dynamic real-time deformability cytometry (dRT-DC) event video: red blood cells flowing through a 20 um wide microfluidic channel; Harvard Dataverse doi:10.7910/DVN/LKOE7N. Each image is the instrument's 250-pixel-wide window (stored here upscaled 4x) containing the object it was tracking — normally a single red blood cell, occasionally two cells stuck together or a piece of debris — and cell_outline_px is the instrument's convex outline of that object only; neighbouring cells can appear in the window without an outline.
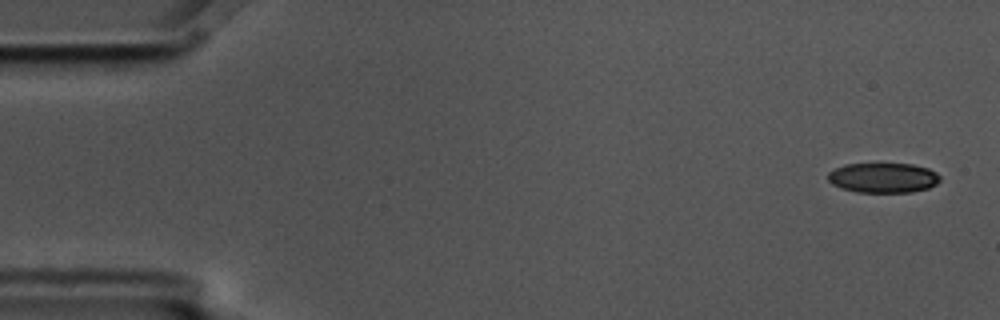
{"species": "common noctule bat (a hibernating species)", "species_latin": "Nyctalus noctula", "temperature_condition": "cold", "stored_images_in_passage": 5, "camera_frame_rate_fps": 3000, "um_per_image_px": 0.085, "animal": {"sex": "male", "body_mass_g": 17.5, "forearm_length_mm": 52.3}, "frame": {"image": 1, "passage_image": 1, "time_ms": 0.0, "image_size_px": [1000, 320], "cell_outline_px": [[940, 180], [936, 184], [928, 188], [912, 192], [856, 192], [840, 188], [832, 184], [828, 180], [828, 172], [844, 164], [912, 164], [928, 168], [936, 172], [940, 176]], "centroid_in_image_um": [75.06, 15.11], "position_along_channel_um": 9.9, "area_um2": 19.59}}
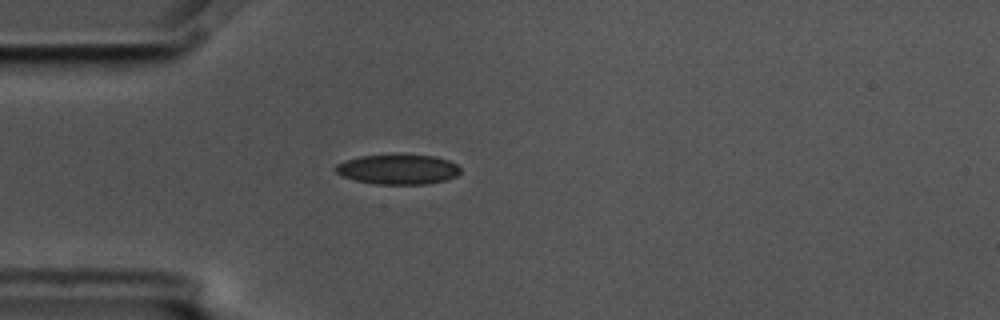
{"frame": {"image": 2, "passage_image": 5, "time_ms": 1.333, "image_size_px": [1000, 320], "cell_outline_px": [[460, 172], [456, 176], [444, 180], [428, 184], [376, 184], [356, 180], [344, 176], [336, 172], [332, 168], [336, 164], [344, 160], [360, 156], [436, 156], [448, 160], [456, 164], [460, 168]], "centroid_in_image_um": [33.81, 14.41], "position_along_channel_um": 51.2, "area_um2": 21.39}}